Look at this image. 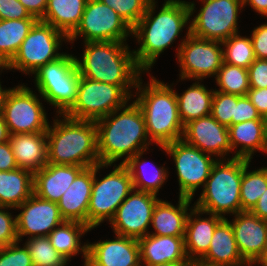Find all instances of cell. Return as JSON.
<instances>
[{
	"label": "cell",
	"instance_id": "6da1fadb",
	"mask_svg": "<svg viewBox=\"0 0 267 266\" xmlns=\"http://www.w3.org/2000/svg\"><path fill=\"white\" fill-rule=\"evenodd\" d=\"M156 3L155 0L149 3L141 20L132 28V37L137 38L136 43L140 45L132 51L137 66L144 73H149L160 54L190 25V17L196 11L193 1L165 0L157 13Z\"/></svg>",
	"mask_w": 267,
	"mask_h": 266
},
{
	"label": "cell",
	"instance_id": "7a4b0ae2",
	"mask_svg": "<svg viewBox=\"0 0 267 266\" xmlns=\"http://www.w3.org/2000/svg\"><path fill=\"white\" fill-rule=\"evenodd\" d=\"M95 123L101 164L113 165L124 157L120 162L123 164L153 144L147 135L143 113L133 100Z\"/></svg>",
	"mask_w": 267,
	"mask_h": 266
},
{
	"label": "cell",
	"instance_id": "3957f363",
	"mask_svg": "<svg viewBox=\"0 0 267 266\" xmlns=\"http://www.w3.org/2000/svg\"><path fill=\"white\" fill-rule=\"evenodd\" d=\"M147 84L139 78L134 100L140 107L146 124L147 135L156 146L180 140L183 137L184 125L180 120L177 96L173 83L168 85L149 76Z\"/></svg>",
	"mask_w": 267,
	"mask_h": 266
},
{
	"label": "cell",
	"instance_id": "277c9868",
	"mask_svg": "<svg viewBox=\"0 0 267 266\" xmlns=\"http://www.w3.org/2000/svg\"><path fill=\"white\" fill-rule=\"evenodd\" d=\"M58 116L46 131L48 163L85 168L100 164L95 121Z\"/></svg>",
	"mask_w": 267,
	"mask_h": 266
},
{
	"label": "cell",
	"instance_id": "5b68a950",
	"mask_svg": "<svg viewBox=\"0 0 267 266\" xmlns=\"http://www.w3.org/2000/svg\"><path fill=\"white\" fill-rule=\"evenodd\" d=\"M84 46L82 59L75 56L82 77L118 86L137 85L144 72L137 66L127 42H85Z\"/></svg>",
	"mask_w": 267,
	"mask_h": 266
},
{
	"label": "cell",
	"instance_id": "8992f818",
	"mask_svg": "<svg viewBox=\"0 0 267 266\" xmlns=\"http://www.w3.org/2000/svg\"><path fill=\"white\" fill-rule=\"evenodd\" d=\"M244 159L227 158L217 160L206 180L194 206L204 212L226 218V214L241 212L240 187L243 176Z\"/></svg>",
	"mask_w": 267,
	"mask_h": 266
},
{
	"label": "cell",
	"instance_id": "52a82bcc",
	"mask_svg": "<svg viewBox=\"0 0 267 266\" xmlns=\"http://www.w3.org/2000/svg\"><path fill=\"white\" fill-rule=\"evenodd\" d=\"M35 87L41 98L56 108L57 115H65L76 103L81 74L75 56L64 52L33 73Z\"/></svg>",
	"mask_w": 267,
	"mask_h": 266
},
{
	"label": "cell",
	"instance_id": "ba28073f",
	"mask_svg": "<svg viewBox=\"0 0 267 266\" xmlns=\"http://www.w3.org/2000/svg\"><path fill=\"white\" fill-rule=\"evenodd\" d=\"M112 164L94 165V178L87 212V226L97 228L105 220L110 222L120 206L134 189L128 169L123 164H115L114 169L99 179L100 169Z\"/></svg>",
	"mask_w": 267,
	"mask_h": 266
},
{
	"label": "cell",
	"instance_id": "9c48e42d",
	"mask_svg": "<svg viewBox=\"0 0 267 266\" xmlns=\"http://www.w3.org/2000/svg\"><path fill=\"white\" fill-rule=\"evenodd\" d=\"M136 86H118L80 77L77 100L65 114L77 120L96 121L124 107L133 97L130 89Z\"/></svg>",
	"mask_w": 267,
	"mask_h": 266
},
{
	"label": "cell",
	"instance_id": "30bf717a",
	"mask_svg": "<svg viewBox=\"0 0 267 266\" xmlns=\"http://www.w3.org/2000/svg\"><path fill=\"white\" fill-rule=\"evenodd\" d=\"M63 41L68 42V37L64 33L38 20L10 61V70L21 71L27 75L33 74L41 66L64 54L59 52Z\"/></svg>",
	"mask_w": 267,
	"mask_h": 266
},
{
	"label": "cell",
	"instance_id": "8fae6325",
	"mask_svg": "<svg viewBox=\"0 0 267 266\" xmlns=\"http://www.w3.org/2000/svg\"><path fill=\"white\" fill-rule=\"evenodd\" d=\"M186 28L185 38L181 39L176 51L180 65L179 81L215 78L223 63L221 42L196 37L190 33V25Z\"/></svg>",
	"mask_w": 267,
	"mask_h": 266
},
{
	"label": "cell",
	"instance_id": "7c38bea8",
	"mask_svg": "<svg viewBox=\"0 0 267 266\" xmlns=\"http://www.w3.org/2000/svg\"><path fill=\"white\" fill-rule=\"evenodd\" d=\"M159 147L166 154L172 156L175 163L179 197L193 199L197 189L200 186L204 188L217 159L197 147L187 144L183 139Z\"/></svg>",
	"mask_w": 267,
	"mask_h": 266
},
{
	"label": "cell",
	"instance_id": "4fadbf2b",
	"mask_svg": "<svg viewBox=\"0 0 267 266\" xmlns=\"http://www.w3.org/2000/svg\"><path fill=\"white\" fill-rule=\"evenodd\" d=\"M35 93L24 83L9 91L2 116L10 135L47 131L50 122L39 95Z\"/></svg>",
	"mask_w": 267,
	"mask_h": 266
},
{
	"label": "cell",
	"instance_id": "5bb4252c",
	"mask_svg": "<svg viewBox=\"0 0 267 266\" xmlns=\"http://www.w3.org/2000/svg\"><path fill=\"white\" fill-rule=\"evenodd\" d=\"M202 6L190 20V33L196 37L223 42L239 33V12L243 0H199Z\"/></svg>",
	"mask_w": 267,
	"mask_h": 266
},
{
	"label": "cell",
	"instance_id": "9a60e30c",
	"mask_svg": "<svg viewBox=\"0 0 267 266\" xmlns=\"http://www.w3.org/2000/svg\"><path fill=\"white\" fill-rule=\"evenodd\" d=\"M132 36V28L108 5L99 0H88L81 21L68 37V42L83 37L85 42H126Z\"/></svg>",
	"mask_w": 267,
	"mask_h": 266
},
{
	"label": "cell",
	"instance_id": "2e32d148",
	"mask_svg": "<svg viewBox=\"0 0 267 266\" xmlns=\"http://www.w3.org/2000/svg\"><path fill=\"white\" fill-rule=\"evenodd\" d=\"M158 195L133 189L109 222L117 235L139 240L148 235Z\"/></svg>",
	"mask_w": 267,
	"mask_h": 266
},
{
	"label": "cell",
	"instance_id": "e0dca14e",
	"mask_svg": "<svg viewBox=\"0 0 267 266\" xmlns=\"http://www.w3.org/2000/svg\"><path fill=\"white\" fill-rule=\"evenodd\" d=\"M16 210H22L16 215L17 236L20 242L27 235L29 238L48 236L64 221L56 202L42 199L34 193Z\"/></svg>",
	"mask_w": 267,
	"mask_h": 266
},
{
	"label": "cell",
	"instance_id": "ac0fdd59",
	"mask_svg": "<svg viewBox=\"0 0 267 266\" xmlns=\"http://www.w3.org/2000/svg\"><path fill=\"white\" fill-rule=\"evenodd\" d=\"M182 139L217 160H226L232 153L228 127L220 124L211 115L192 120L184 126ZM216 156V157H215Z\"/></svg>",
	"mask_w": 267,
	"mask_h": 266
},
{
	"label": "cell",
	"instance_id": "d6986e66",
	"mask_svg": "<svg viewBox=\"0 0 267 266\" xmlns=\"http://www.w3.org/2000/svg\"><path fill=\"white\" fill-rule=\"evenodd\" d=\"M114 235L113 240L87 241L85 266H142L138 240Z\"/></svg>",
	"mask_w": 267,
	"mask_h": 266
},
{
	"label": "cell",
	"instance_id": "ffe728a7",
	"mask_svg": "<svg viewBox=\"0 0 267 266\" xmlns=\"http://www.w3.org/2000/svg\"><path fill=\"white\" fill-rule=\"evenodd\" d=\"M229 221L238 251L245 262L254 263L261 255L267 237V220L260 219L250 211L233 215Z\"/></svg>",
	"mask_w": 267,
	"mask_h": 266
},
{
	"label": "cell",
	"instance_id": "44dd1931",
	"mask_svg": "<svg viewBox=\"0 0 267 266\" xmlns=\"http://www.w3.org/2000/svg\"><path fill=\"white\" fill-rule=\"evenodd\" d=\"M203 214L209 216L203 218ZM223 219L192 206L186 220L184 242L187 257L193 265L207 253L214 230Z\"/></svg>",
	"mask_w": 267,
	"mask_h": 266
},
{
	"label": "cell",
	"instance_id": "7402d4cb",
	"mask_svg": "<svg viewBox=\"0 0 267 266\" xmlns=\"http://www.w3.org/2000/svg\"><path fill=\"white\" fill-rule=\"evenodd\" d=\"M138 244L142 266L192 264L186 254L184 237L148 234L140 238Z\"/></svg>",
	"mask_w": 267,
	"mask_h": 266
},
{
	"label": "cell",
	"instance_id": "603a6c76",
	"mask_svg": "<svg viewBox=\"0 0 267 266\" xmlns=\"http://www.w3.org/2000/svg\"><path fill=\"white\" fill-rule=\"evenodd\" d=\"M94 178V166L84 168L57 202L61 217L87 225V212Z\"/></svg>",
	"mask_w": 267,
	"mask_h": 266
},
{
	"label": "cell",
	"instance_id": "cb8c5ba5",
	"mask_svg": "<svg viewBox=\"0 0 267 266\" xmlns=\"http://www.w3.org/2000/svg\"><path fill=\"white\" fill-rule=\"evenodd\" d=\"M228 135L232 152L236 151L233 158L251 161L257 151L267 154V119L233 124L228 127Z\"/></svg>",
	"mask_w": 267,
	"mask_h": 266
},
{
	"label": "cell",
	"instance_id": "d4e9b609",
	"mask_svg": "<svg viewBox=\"0 0 267 266\" xmlns=\"http://www.w3.org/2000/svg\"><path fill=\"white\" fill-rule=\"evenodd\" d=\"M85 167L47 163L34 173L33 190L38 197L58 202Z\"/></svg>",
	"mask_w": 267,
	"mask_h": 266
},
{
	"label": "cell",
	"instance_id": "484cf974",
	"mask_svg": "<svg viewBox=\"0 0 267 266\" xmlns=\"http://www.w3.org/2000/svg\"><path fill=\"white\" fill-rule=\"evenodd\" d=\"M178 204L160 199L153 210L151 225L154 232L148 234L157 236L184 237L187 216L192 209V199L179 197Z\"/></svg>",
	"mask_w": 267,
	"mask_h": 266
},
{
	"label": "cell",
	"instance_id": "4316f807",
	"mask_svg": "<svg viewBox=\"0 0 267 266\" xmlns=\"http://www.w3.org/2000/svg\"><path fill=\"white\" fill-rule=\"evenodd\" d=\"M9 142L18 168L34 174L48 163L46 132L12 134Z\"/></svg>",
	"mask_w": 267,
	"mask_h": 266
},
{
	"label": "cell",
	"instance_id": "83f0119b",
	"mask_svg": "<svg viewBox=\"0 0 267 266\" xmlns=\"http://www.w3.org/2000/svg\"><path fill=\"white\" fill-rule=\"evenodd\" d=\"M246 263L237 248L233 227L224 218L215 228L207 253L195 265H237Z\"/></svg>",
	"mask_w": 267,
	"mask_h": 266
},
{
	"label": "cell",
	"instance_id": "f1b7e54d",
	"mask_svg": "<svg viewBox=\"0 0 267 266\" xmlns=\"http://www.w3.org/2000/svg\"><path fill=\"white\" fill-rule=\"evenodd\" d=\"M93 229L94 228H89L81 222L64 220L55 227L47 237L55 250L63 256L67 262L71 261L70 259L79 254V252L83 254V265L85 266L87 262L88 246L87 242L82 244L80 238Z\"/></svg>",
	"mask_w": 267,
	"mask_h": 266
},
{
	"label": "cell",
	"instance_id": "f546056e",
	"mask_svg": "<svg viewBox=\"0 0 267 266\" xmlns=\"http://www.w3.org/2000/svg\"><path fill=\"white\" fill-rule=\"evenodd\" d=\"M34 174L26 169L0 171V206L16 209L33 193Z\"/></svg>",
	"mask_w": 267,
	"mask_h": 266
},
{
	"label": "cell",
	"instance_id": "4dcf8cb0",
	"mask_svg": "<svg viewBox=\"0 0 267 266\" xmlns=\"http://www.w3.org/2000/svg\"><path fill=\"white\" fill-rule=\"evenodd\" d=\"M88 0H48L41 21L69 37L78 27Z\"/></svg>",
	"mask_w": 267,
	"mask_h": 266
},
{
	"label": "cell",
	"instance_id": "1f68e13d",
	"mask_svg": "<svg viewBox=\"0 0 267 266\" xmlns=\"http://www.w3.org/2000/svg\"><path fill=\"white\" fill-rule=\"evenodd\" d=\"M214 91L207 89L199 80H195L181 95L175 90L178 112L184 126L192 120L210 115Z\"/></svg>",
	"mask_w": 267,
	"mask_h": 266
},
{
	"label": "cell",
	"instance_id": "d6a6232c",
	"mask_svg": "<svg viewBox=\"0 0 267 266\" xmlns=\"http://www.w3.org/2000/svg\"><path fill=\"white\" fill-rule=\"evenodd\" d=\"M145 152H147V150L138 152L133 157L129 158L125 163H123V165L129 171L135 190L158 195L157 193H159V190L169 177V173L167 171L168 169L164 166L157 167L154 164L153 166H151L154 169L149 168L151 169L149 171L147 169L149 166V161L145 159L141 161V158H143V154ZM149 164L152 165V163Z\"/></svg>",
	"mask_w": 267,
	"mask_h": 266
},
{
	"label": "cell",
	"instance_id": "836d02e7",
	"mask_svg": "<svg viewBox=\"0 0 267 266\" xmlns=\"http://www.w3.org/2000/svg\"><path fill=\"white\" fill-rule=\"evenodd\" d=\"M38 19L0 20V53L9 61Z\"/></svg>",
	"mask_w": 267,
	"mask_h": 266
},
{
	"label": "cell",
	"instance_id": "e575fe53",
	"mask_svg": "<svg viewBox=\"0 0 267 266\" xmlns=\"http://www.w3.org/2000/svg\"><path fill=\"white\" fill-rule=\"evenodd\" d=\"M250 160L244 159L243 176L240 187L241 212L251 211L267 189V167L249 170Z\"/></svg>",
	"mask_w": 267,
	"mask_h": 266
},
{
	"label": "cell",
	"instance_id": "d590c367",
	"mask_svg": "<svg viewBox=\"0 0 267 266\" xmlns=\"http://www.w3.org/2000/svg\"><path fill=\"white\" fill-rule=\"evenodd\" d=\"M215 80L219 89L214 90L222 93L246 96L250 89L248 69L228 63H222Z\"/></svg>",
	"mask_w": 267,
	"mask_h": 266
},
{
	"label": "cell",
	"instance_id": "8d00e7d4",
	"mask_svg": "<svg viewBox=\"0 0 267 266\" xmlns=\"http://www.w3.org/2000/svg\"><path fill=\"white\" fill-rule=\"evenodd\" d=\"M223 62L248 69L256 60L250 37L233 34L223 42Z\"/></svg>",
	"mask_w": 267,
	"mask_h": 266
},
{
	"label": "cell",
	"instance_id": "74e56055",
	"mask_svg": "<svg viewBox=\"0 0 267 266\" xmlns=\"http://www.w3.org/2000/svg\"><path fill=\"white\" fill-rule=\"evenodd\" d=\"M33 266H66L67 260L50 243L47 236L28 238L24 243Z\"/></svg>",
	"mask_w": 267,
	"mask_h": 266
},
{
	"label": "cell",
	"instance_id": "f35d334b",
	"mask_svg": "<svg viewBox=\"0 0 267 266\" xmlns=\"http://www.w3.org/2000/svg\"><path fill=\"white\" fill-rule=\"evenodd\" d=\"M108 5L133 28L145 14L152 0H99Z\"/></svg>",
	"mask_w": 267,
	"mask_h": 266
},
{
	"label": "cell",
	"instance_id": "ab89813d",
	"mask_svg": "<svg viewBox=\"0 0 267 266\" xmlns=\"http://www.w3.org/2000/svg\"><path fill=\"white\" fill-rule=\"evenodd\" d=\"M240 96L214 91L210 115L220 124L229 127L235 118L236 102Z\"/></svg>",
	"mask_w": 267,
	"mask_h": 266
},
{
	"label": "cell",
	"instance_id": "60d3db41",
	"mask_svg": "<svg viewBox=\"0 0 267 266\" xmlns=\"http://www.w3.org/2000/svg\"><path fill=\"white\" fill-rule=\"evenodd\" d=\"M20 241L3 246L0 252V266H33L29 251Z\"/></svg>",
	"mask_w": 267,
	"mask_h": 266
},
{
	"label": "cell",
	"instance_id": "b9f144b4",
	"mask_svg": "<svg viewBox=\"0 0 267 266\" xmlns=\"http://www.w3.org/2000/svg\"><path fill=\"white\" fill-rule=\"evenodd\" d=\"M10 207L0 206V243L4 246L19 241L17 236L16 215L13 216Z\"/></svg>",
	"mask_w": 267,
	"mask_h": 266
},
{
	"label": "cell",
	"instance_id": "7bdbcfd3",
	"mask_svg": "<svg viewBox=\"0 0 267 266\" xmlns=\"http://www.w3.org/2000/svg\"><path fill=\"white\" fill-rule=\"evenodd\" d=\"M37 19L31 16L19 0H0V20Z\"/></svg>",
	"mask_w": 267,
	"mask_h": 266
},
{
	"label": "cell",
	"instance_id": "ee69618b",
	"mask_svg": "<svg viewBox=\"0 0 267 266\" xmlns=\"http://www.w3.org/2000/svg\"><path fill=\"white\" fill-rule=\"evenodd\" d=\"M255 119L265 118L261 117L247 95L240 96L236 102L235 118H232V125Z\"/></svg>",
	"mask_w": 267,
	"mask_h": 266
},
{
	"label": "cell",
	"instance_id": "f6af8a7d",
	"mask_svg": "<svg viewBox=\"0 0 267 266\" xmlns=\"http://www.w3.org/2000/svg\"><path fill=\"white\" fill-rule=\"evenodd\" d=\"M250 88H267V59H256L249 67Z\"/></svg>",
	"mask_w": 267,
	"mask_h": 266
},
{
	"label": "cell",
	"instance_id": "bcb514c9",
	"mask_svg": "<svg viewBox=\"0 0 267 266\" xmlns=\"http://www.w3.org/2000/svg\"><path fill=\"white\" fill-rule=\"evenodd\" d=\"M250 38L256 59H267V23L255 27Z\"/></svg>",
	"mask_w": 267,
	"mask_h": 266
},
{
	"label": "cell",
	"instance_id": "7dc6e473",
	"mask_svg": "<svg viewBox=\"0 0 267 266\" xmlns=\"http://www.w3.org/2000/svg\"><path fill=\"white\" fill-rule=\"evenodd\" d=\"M247 97L256 107L261 117L267 119V88H250L247 92Z\"/></svg>",
	"mask_w": 267,
	"mask_h": 266
},
{
	"label": "cell",
	"instance_id": "c3c4849f",
	"mask_svg": "<svg viewBox=\"0 0 267 266\" xmlns=\"http://www.w3.org/2000/svg\"><path fill=\"white\" fill-rule=\"evenodd\" d=\"M17 163L10 142L0 144V171H11L17 169Z\"/></svg>",
	"mask_w": 267,
	"mask_h": 266
},
{
	"label": "cell",
	"instance_id": "681fc988",
	"mask_svg": "<svg viewBox=\"0 0 267 266\" xmlns=\"http://www.w3.org/2000/svg\"><path fill=\"white\" fill-rule=\"evenodd\" d=\"M31 16L40 20L47 9L48 0H19Z\"/></svg>",
	"mask_w": 267,
	"mask_h": 266
},
{
	"label": "cell",
	"instance_id": "f907efd6",
	"mask_svg": "<svg viewBox=\"0 0 267 266\" xmlns=\"http://www.w3.org/2000/svg\"><path fill=\"white\" fill-rule=\"evenodd\" d=\"M250 212L260 219L267 220V189L260 196L257 204Z\"/></svg>",
	"mask_w": 267,
	"mask_h": 266
},
{
	"label": "cell",
	"instance_id": "816d5d0a",
	"mask_svg": "<svg viewBox=\"0 0 267 266\" xmlns=\"http://www.w3.org/2000/svg\"><path fill=\"white\" fill-rule=\"evenodd\" d=\"M243 4L244 8L249 5L256 13L267 17V0H243Z\"/></svg>",
	"mask_w": 267,
	"mask_h": 266
},
{
	"label": "cell",
	"instance_id": "f5cc1de1",
	"mask_svg": "<svg viewBox=\"0 0 267 266\" xmlns=\"http://www.w3.org/2000/svg\"><path fill=\"white\" fill-rule=\"evenodd\" d=\"M10 132L8 130L7 124L3 119V116L0 115V144L9 141Z\"/></svg>",
	"mask_w": 267,
	"mask_h": 266
},
{
	"label": "cell",
	"instance_id": "db71d44e",
	"mask_svg": "<svg viewBox=\"0 0 267 266\" xmlns=\"http://www.w3.org/2000/svg\"><path fill=\"white\" fill-rule=\"evenodd\" d=\"M266 263H267V237H266L263 251H262L260 257L253 263V265L256 266V264H257L259 266H264Z\"/></svg>",
	"mask_w": 267,
	"mask_h": 266
},
{
	"label": "cell",
	"instance_id": "11a10c76",
	"mask_svg": "<svg viewBox=\"0 0 267 266\" xmlns=\"http://www.w3.org/2000/svg\"><path fill=\"white\" fill-rule=\"evenodd\" d=\"M1 82H0V115H2L3 113V108L5 106V101H6V97L9 93V91L11 90V88L9 89H3V87H1Z\"/></svg>",
	"mask_w": 267,
	"mask_h": 266
},
{
	"label": "cell",
	"instance_id": "9f6ffc18",
	"mask_svg": "<svg viewBox=\"0 0 267 266\" xmlns=\"http://www.w3.org/2000/svg\"><path fill=\"white\" fill-rule=\"evenodd\" d=\"M10 70V61L0 53V72Z\"/></svg>",
	"mask_w": 267,
	"mask_h": 266
},
{
	"label": "cell",
	"instance_id": "6f0895ef",
	"mask_svg": "<svg viewBox=\"0 0 267 266\" xmlns=\"http://www.w3.org/2000/svg\"><path fill=\"white\" fill-rule=\"evenodd\" d=\"M194 266H253L252 263H242V264H237V265H194Z\"/></svg>",
	"mask_w": 267,
	"mask_h": 266
},
{
	"label": "cell",
	"instance_id": "680465c9",
	"mask_svg": "<svg viewBox=\"0 0 267 266\" xmlns=\"http://www.w3.org/2000/svg\"><path fill=\"white\" fill-rule=\"evenodd\" d=\"M153 266H194L193 264H172V263H163Z\"/></svg>",
	"mask_w": 267,
	"mask_h": 266
},
{
	"label": "cell",
	"instance_id": "91938a15",
	"mask_svg": "<svg viewBox=\"0 0 267 266\" xmlns=\"http://www.w3.org/2000/svg\"><path fill=\"white\" fill-rule=\"evenodd\" d=\"M3 246L4 245L0 243V252H1L2 248H3Z\"/></svg>",
	"mask_w": 267,
	"mask_h": 266
}]
</instances>
